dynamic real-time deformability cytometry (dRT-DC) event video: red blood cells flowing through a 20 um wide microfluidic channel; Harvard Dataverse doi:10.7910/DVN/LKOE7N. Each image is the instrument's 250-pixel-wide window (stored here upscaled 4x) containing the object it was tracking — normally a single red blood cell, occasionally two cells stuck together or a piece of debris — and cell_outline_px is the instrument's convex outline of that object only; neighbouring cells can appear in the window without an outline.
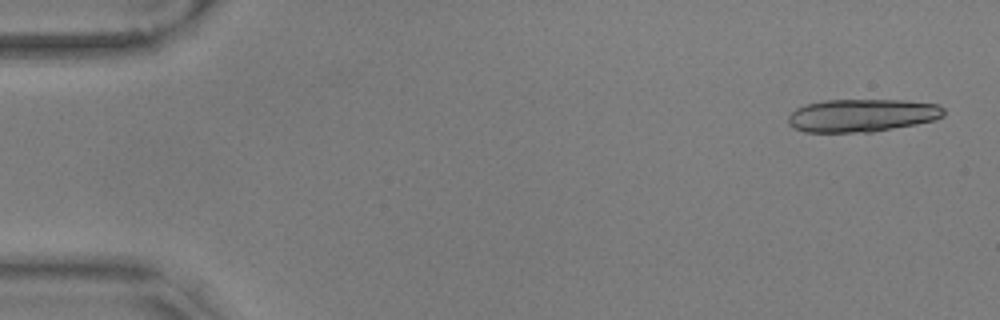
{"species": "common noctule bat (a hibernating species)", "species_latin": "Nyctalus noctula", "temperature_condition": "warm", "stored_images_in_passage": 18, "camera_frame_rate_fps": 3000, "um_per_image_px": 0.085, "animal": {"sex": "male", "body_mass_g": 17.9, "forearm_length_mm": 54.2}, "frame": {"image": 1, "passage_image": 2, "time_ms": 0.333, "image_size_px": [1000, 320], "cell_outline_px": [[944, 116], [936, 120], [916, 124], [872, 132], [804, 132], [792, 128], [788, 124], [788, 116], [796, 108], [804, 104], [824, 100], [908, 100], [940, 104], [944, 108]], "centroid_in_image_um": [73.28, 9.8], "position_along_channel_um": 11.7, "area_um2": 30.23}}